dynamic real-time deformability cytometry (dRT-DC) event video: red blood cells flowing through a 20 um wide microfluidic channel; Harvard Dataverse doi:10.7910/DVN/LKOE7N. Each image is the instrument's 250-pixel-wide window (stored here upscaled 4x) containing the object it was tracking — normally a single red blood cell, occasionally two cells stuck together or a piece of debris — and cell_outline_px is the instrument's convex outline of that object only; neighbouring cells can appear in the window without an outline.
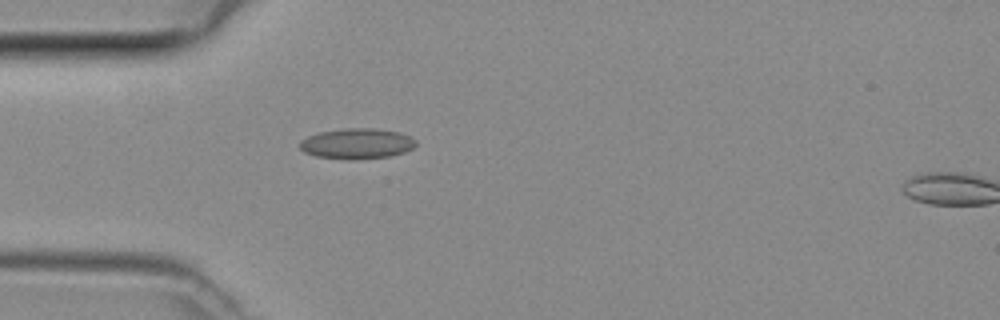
{"species": "common noctule bat (a hibernating species)", "species_latin": "Nyctalus noctula", "temperature_condition": "room temperature", "stored_images_in_passage": 35, "camera_frame_rate_fps": 3000, "um_per_image_px": 0.085, "animal": {"sex": "female", "body_mass_g": 29.2, "forearm_length_mm": 56.3}, "frame": {"image": 1, "passage_image": 1, "time_ms": 0.0, "image_size_px": [1000, 320], "cell_outline_px": [[416, 144], [412, 148], [404, 152], [388, 156], [356, 160], [348, 160], [316, 156], [304, 152], [300, 148], [300, 140], [308, 136], [320, 132], [344, 128], [372, 128], [400, 132], [412, 136], [416, 140]], "centroid_in_image_um": [30.34, 12.21], "position_along_channel_um": 54.7, "area_um2": 20.75}}
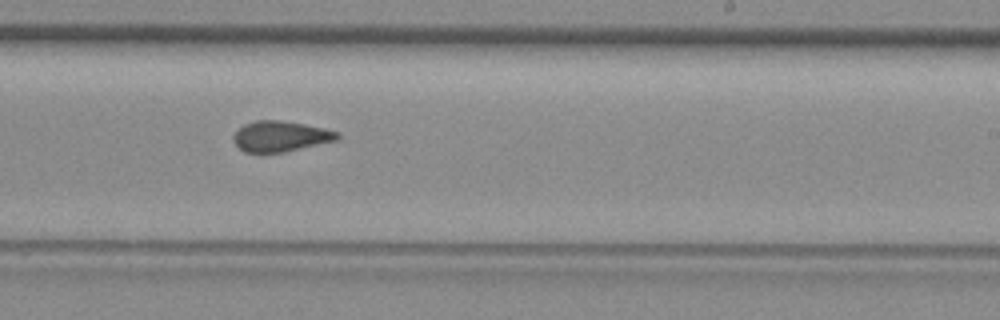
{"frame": {"image": 2, "passage_image": 16, "time_ms": 5.0, "image_size_px": [1000, 320], "cell_outline_px": [[340, 136], [336, 140], [284, 152], [244, 152], [236, 144], [232, 136], [244, 124], [256, 120], [280, 120], [304, 124], [324, 128], [336, 132]], "centroid_in_image_um": [23.82, 11.58], "position_along_channel_um": 265.2, "area_um2": 18.21}}
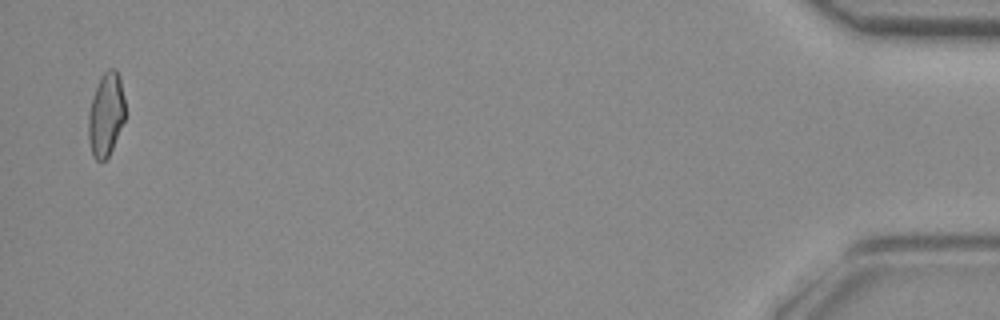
{"frame": {"image": 3, "passage_image": 34, "time_ms": 11.0, "image_size_px": [1000, 320], "cell_outline_px": [[124, 120], [112, 148], [108, 156], [104, 160], [96, 160], [92, 156], [88, 136], [88, 112], [92, 96], [104, 72], [108, 68], [116, 68], [120, 80], [124, 96]], "centroid_in_image_um": [8.99, 9.73], "position_along_channel_um": 426.2, "area_um2": 17.69}}